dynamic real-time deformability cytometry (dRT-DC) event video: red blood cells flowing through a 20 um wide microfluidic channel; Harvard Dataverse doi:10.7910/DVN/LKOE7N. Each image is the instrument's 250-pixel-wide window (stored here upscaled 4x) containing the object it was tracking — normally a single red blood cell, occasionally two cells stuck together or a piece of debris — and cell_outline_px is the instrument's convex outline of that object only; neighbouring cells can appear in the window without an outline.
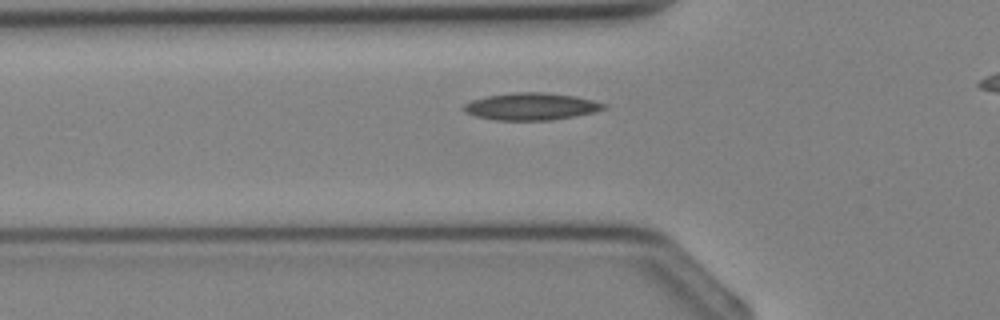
{"species": "Egyptian fruit bat (a non-hibernating species)", "species_latin": "Rousettus aegyptiacus", "temperature_condition": "cold", "stored_images_in_passage": 22, "camera_frame_rate_fps": 3000, "um_per_image_px": 0.085, "animal": {"sex": "female"}, "frame": {"image": 1, "passage_image": 2, "time_ms": 0.333, "image_size_px": [1000, 320], "cell_outline_px": [[608, 108], [596, 112], [576, 116], [552, 120], [496, 120], [476, 116], [464, 112], [460, 108], [464, 104], [472, 100], [488, 96], [512, 92], [544, 92], [576, 96], [608, 104]], "centroid_in_image_um": [45.18, 9.05], "position_along_channel_um": 80.6, "area_um2": 22.43}}
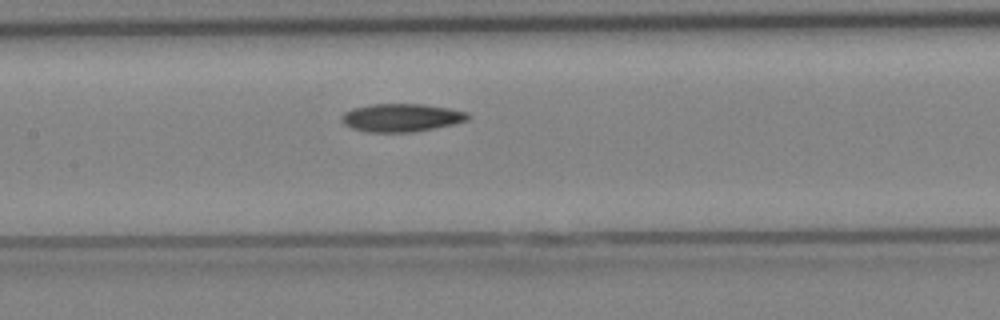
{"frame": {"image": 2, "passage_image": 7, "time_ms": 2.0, "image_size_px": [1000, 320], "cell_outline_px": [[472, 116], [468, 120], [452, 124], [412, 132], [368, 132], [352, 128], [344, 124], [344, 112], [352, 108], [372, 104], [424, 104], [448, 108], [468, 112]], "centroid_in_image_um": [34.15, 9.99], "position_along_channel_um": 173.2, "area_um2": 20.46}}
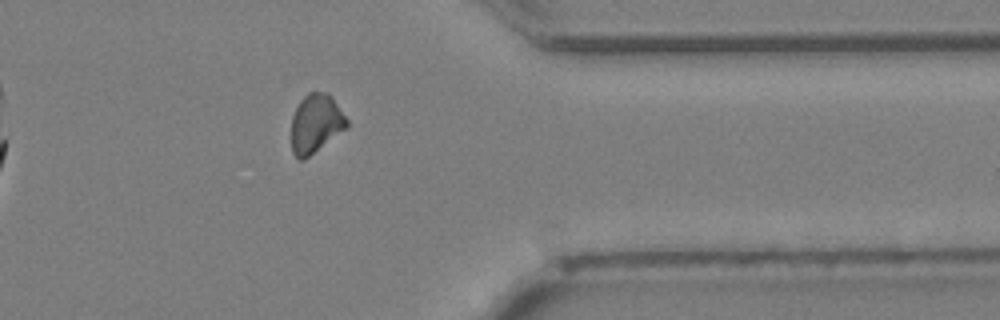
{"frame": {"image": 3, "passage_image": 19, "time_ms": 6.0, "image_size_px": [1000, 320], "cell_outline_px": [[348, 128], [304, 160], [300, 160], [292, 152], [292, 116], [300, 100], [308, 92], [328, 92], [332, 96], [348, 120]], "centroid_in_image_um": [26.86, 10.5], "position_along_channel_um": 384.5, "area_um2": 19.13}}